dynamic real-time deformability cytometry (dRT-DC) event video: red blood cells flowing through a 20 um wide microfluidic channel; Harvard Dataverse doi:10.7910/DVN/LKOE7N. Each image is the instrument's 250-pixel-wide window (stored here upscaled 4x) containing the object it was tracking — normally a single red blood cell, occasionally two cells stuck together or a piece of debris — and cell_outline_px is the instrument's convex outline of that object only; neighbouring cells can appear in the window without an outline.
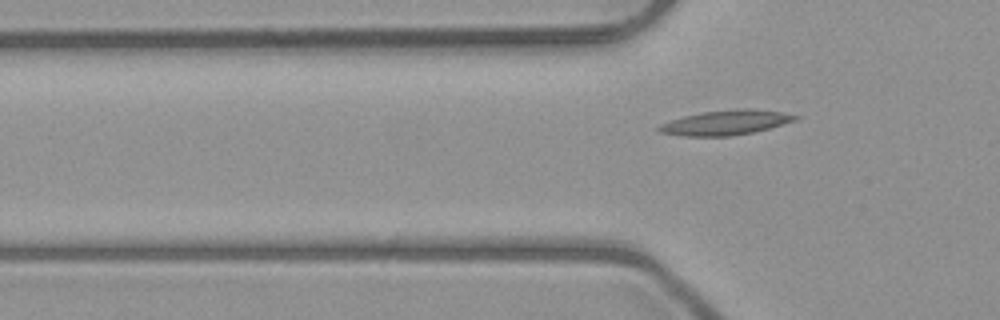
{"species": "common noctule bat (a hibernating species)", "species_latin": "Nyctalus noctula", "temperature_condition": "room temperature", "stored_images_in_passage": 3, "segment_of_instrument_passage": [2, 2], "camera_frame_rate_fps": 3000, "um_per_image_px": 0.085, "animal": {"sex": "male", "body_mass_g": 23.1, "forearm_length_mm": 52.7}, "frame": {"image": 1, "passage_image": 3, "time_ms": 2.0, "image_size_px": [1000, 320], "cell_outline_px": [[800, 116], [796, 120], [768, 128], [752, 132], [728, 136], [680, 136], [660, 132], [656, 128], [660, 124], [684, 116], [700, 112], [736, 108], [752, 108], [780, 112]], "centroid_in_image_um": [61.65, 10.41], "position_along_channel_um": 64.1, "area_um2": 19.59}}